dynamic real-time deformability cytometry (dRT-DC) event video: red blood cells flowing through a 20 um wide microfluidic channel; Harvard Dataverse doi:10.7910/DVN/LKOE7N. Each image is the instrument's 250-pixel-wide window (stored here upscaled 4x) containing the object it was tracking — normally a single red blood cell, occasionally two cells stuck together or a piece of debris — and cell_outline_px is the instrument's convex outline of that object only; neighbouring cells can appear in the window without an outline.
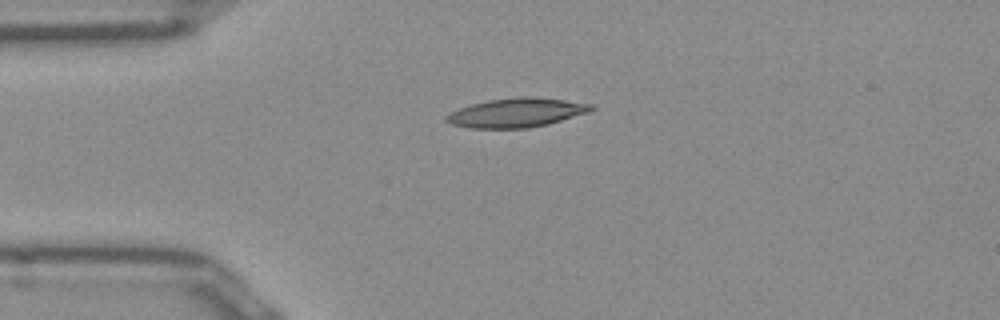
{"species": "Egyptian fruit bat (a non-hibernating species)", "species_latin": "Rousettus aegyptiacus", "temperature_condition": "room temperature", "stored_images_in_passage": 40, "camera_frame_rate_fps": 3000, "um_per_image_px": 0.085, "frame": {"image": 1, "passage_image": 1, "time_ms": 0.0, "image_size_px": [1000, 320], "cell_outline_px": [[596, 108], [588, 112], [548, 124], [528, 128], [468, 128], [448, 124], [444, 120], [444, 116], [448, 112], [472, 104], [488, 100], [524, 96], [528, 96], [564, 100], [592, 104]], "centroid_in_image_um": [43.84, 9.59], "position_along_channel_um": 41.2, "area_um2": 24.62}}
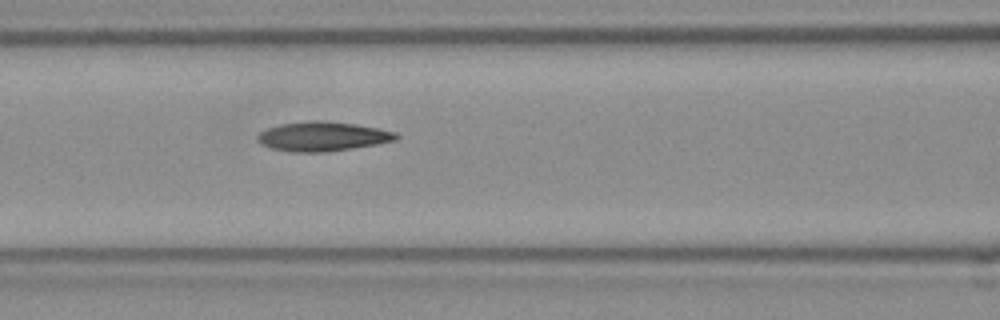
{"frame": {"image": 2, "passage_image": 10, "time_ms": 3.0, "image_size_px": [1000, 320], "cell_outline_px": [[400, 136], [396, 140], [376, 144], [320, 152], [292, 152], [272, 148], [256, 140], [256, 136], [264, 128], [280, 124], [308, 120], [320, 120], [356, 124], [396, 132]], "centroid_in_image_um": [27.38, 11.57], "position_along_channel_um": 139.2, "area_um2": 23.58}}
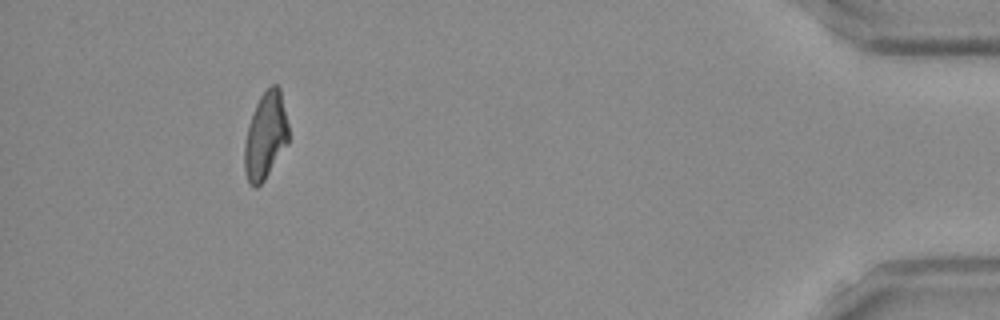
{"frame": {"image": 3, "passage_image": 36, "time_ms": 11.667, "image_size_px": [1000, 320], "cell_outline_px": [[288, 144], [264, 180], [256, 188], [248, 184], [244, 172], [244, 144], [248, 124], [252, 112], [260, 96], [272, 84], [276, 84], [280, 88], [288, 124]], "centroid_in_image_um": [22.55, 11.56], "position_along_channel_um": 412.6, "area_um2": 22.48}, "authors_computed_cell_mechanics": {"area_um2": 22.9466, "velocity_mm_per_s": 3.9358, "shape_relaxation_time_tau1_ms": null, "shape_relaxation_time_tau2_ms": 7.2913, "deformation_change_tau1": null, "deformation_change_tau2": 0.165}}